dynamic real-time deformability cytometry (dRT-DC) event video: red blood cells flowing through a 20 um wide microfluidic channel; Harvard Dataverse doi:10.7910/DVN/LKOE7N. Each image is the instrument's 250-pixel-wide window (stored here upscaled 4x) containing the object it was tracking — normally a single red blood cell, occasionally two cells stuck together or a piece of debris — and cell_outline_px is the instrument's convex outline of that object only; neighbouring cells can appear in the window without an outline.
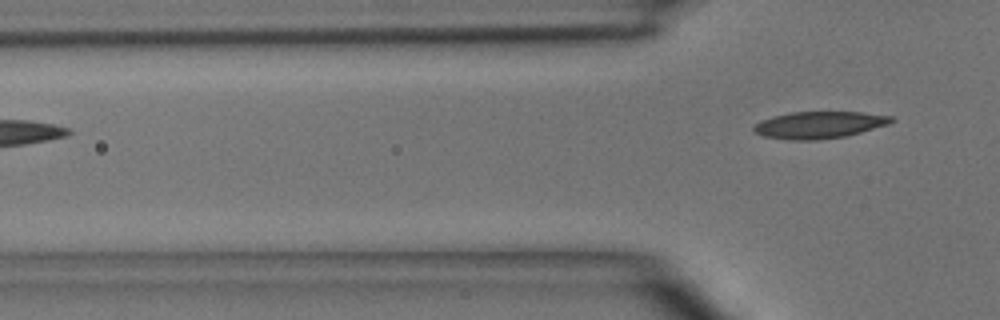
{"species": "common noctule bat (a hibernating species)", "species_latin": "Nyctalus noctula", "temperature_condition": "room temperature", "stored_images_in_passage": 3, "camera_frame_rate_fps": 3000, "um_per_image_px": 0.085, "animal": {"sex": "male", "body_mass_g": 15.6}, "frame": {"image": 1, "passage_image": 3, "time_ms": 2.333, "image_size_px": [1000, 320], "cell_outline_px": [[896, 120], [888, 124], [848, 136], [816, 140], [788, 140], [764, 136], [756, 132], [752, 128], [756, 124], [764, 120], [776, 116], [792, 112], [860, 112], [892, 116]], "centroid_in_image_um": [69.68, 10.62], "position_along_channel_um": 56.1, "area_um2": 21.39}}